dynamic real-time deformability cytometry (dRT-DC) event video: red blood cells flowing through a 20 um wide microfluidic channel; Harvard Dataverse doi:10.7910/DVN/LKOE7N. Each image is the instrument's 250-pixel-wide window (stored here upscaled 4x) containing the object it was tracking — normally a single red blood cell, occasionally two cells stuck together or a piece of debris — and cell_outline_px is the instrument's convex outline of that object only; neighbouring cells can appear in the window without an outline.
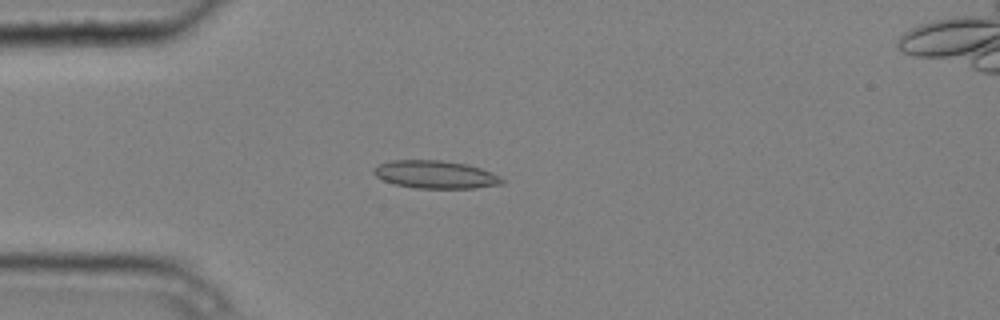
{"species": "common noctule bat (a hibernating species)", "species_latin": "Nyctalus noctula", "temperature_condition": "cold", "stored_images_in_passage": 3, "camera_frame_rate_fps": 3000, "um_per_image_px": 0.085, "animal": {"sex": "male", "body_mass_g": 20.4}, "frame": {"image": 1, "passage_image": 3, "time_ms": 0.667, "image_size_px": [1000, 320], "cell_outline_px": [[504, 184], [476, 188], [416, 188], [396, 184], [384, 180], [376, 176], [372, 172], [372, 168], [380, 164], [392, 160], [440, 160], [468, 164], [480, 168], [500, 176], [504, 180]], "centroid_in_image_um": [37.03, 14.83], "position_along_channel_um": 48.0, "area_um2": 20.81}}